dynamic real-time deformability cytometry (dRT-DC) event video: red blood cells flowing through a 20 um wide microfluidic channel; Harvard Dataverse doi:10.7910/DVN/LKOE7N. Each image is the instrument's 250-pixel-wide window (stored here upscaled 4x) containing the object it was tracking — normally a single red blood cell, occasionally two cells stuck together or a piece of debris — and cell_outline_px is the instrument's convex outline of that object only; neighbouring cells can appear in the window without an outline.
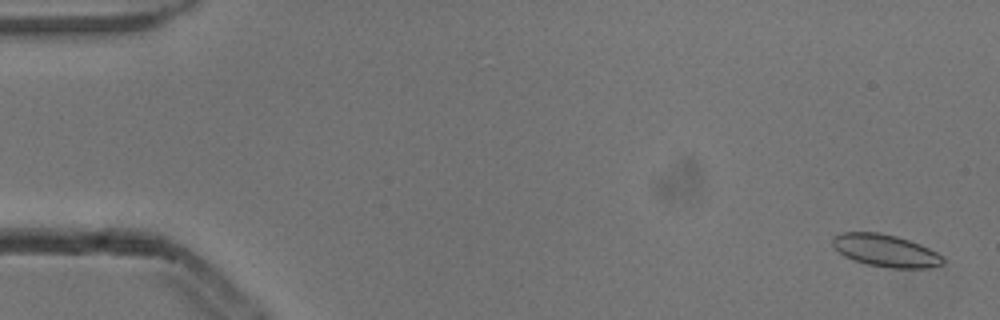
{"species": "common noctule bat (a hibernating species)", "species_latin": "Nyctalus noctula", "temperature_condition": "cold", "stored_images_in_passage": 5, "segment_of_instrument_passage": [2, 2], "camera_frame_rate_fps": 3000, "um_per_image_px": 0.085, "animal": {"sex": "male", "body_mass_g": 13.3}, "frame": {"image": 1, "passage_image": 5, "time_ms": 1.333, "image_size_px": [1000, 320], "cell_outline_px": [[944, 264], [928, 268], [892, 268], [868, 264], [844, 256], [832, 244], [832, 236], [840, 232], [880, 232], [896, 236], [920, 244], [936, 252], [944, 260]], "centroid_in_image_um": [75.26, 21.29], "position_along_channel_um": 9.7, "area_um2": 20.63}}